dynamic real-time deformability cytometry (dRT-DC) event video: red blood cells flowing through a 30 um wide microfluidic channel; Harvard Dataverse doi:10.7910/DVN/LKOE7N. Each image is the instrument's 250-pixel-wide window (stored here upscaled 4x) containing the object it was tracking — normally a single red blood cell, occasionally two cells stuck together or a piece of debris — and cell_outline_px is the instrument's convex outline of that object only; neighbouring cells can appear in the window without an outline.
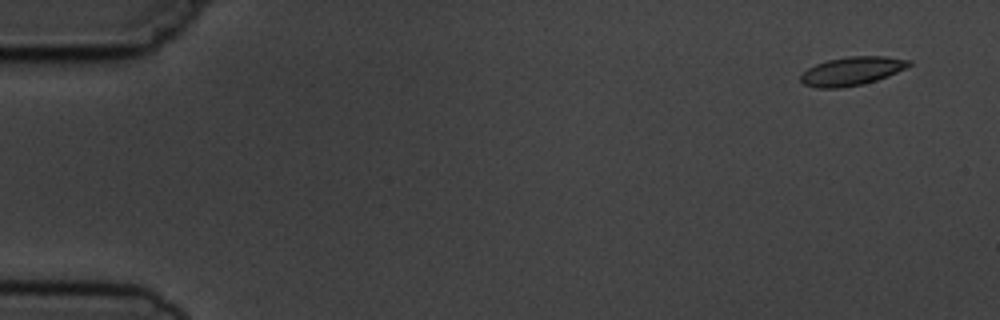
{"species": "common noctule bat (a hibernating species)", "species_latin": "Nyctalus noctula", "temperature_condition": "cold", "stored_images_in_passage": 3, "camera_frame_rate_fps": 3000, "um_per_image_px": 0.085, "animal": {"sex": "male", "body_mass_g": 19.5, "forearm_length_mm": 54.6}, "frame": {"image": 1, "passage_image": 1, "time_ms": 0.0, "image_size_px": [1000, 320], "cell_outline_px": [[912, 64], [908, 68], [888, 76], [864, 84], [840, 88], [816, 88], [804, 84], [800, 80], [800, 76], [808, 68], [816, 64], [828, 60], [848, 56], [884, 56], [912, 60]], "centroid_in_image_um": [72.45, 6.04], "position_along_channel_um": 12.6, "area_um2": 18.15}}